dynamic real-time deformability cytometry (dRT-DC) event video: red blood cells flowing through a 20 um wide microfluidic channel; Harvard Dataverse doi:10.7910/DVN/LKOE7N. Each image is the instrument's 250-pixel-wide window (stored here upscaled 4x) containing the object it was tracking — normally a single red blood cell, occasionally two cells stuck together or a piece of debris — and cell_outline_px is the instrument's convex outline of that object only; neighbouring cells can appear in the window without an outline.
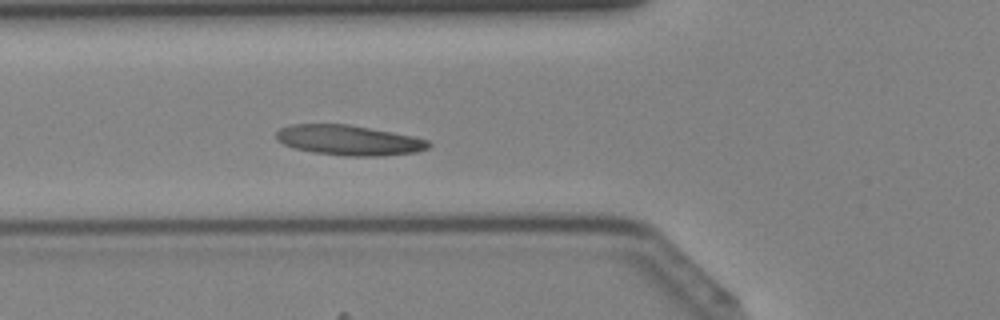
{"species": "Egyptian fruit bat (a non-hibernating species)", "species_latin": "Rousettus aegyptiacus", "temperature_condition": "cold", "stored_images_in_passage": 34, "camera_frame_rate_fps": 3000, "um_per_image_px": 0.085, "animal": {"sex": "female"}, "frame": {"image": 1, "passage_image": 4, "time_ms": 1.0, "image_size_px": [1000, 320], "cell_outline_px": [[432, 144], [428, 148], [416, 152], [384, 156], [344, 156], [312, 152], [292, 148], [276, 140], [276, 132], [280, 128], [292, 124], [348, 124], [392, 132], [412, 136], [428, 140]], "centroid_in_image_um": [29.63, 11.92], "position_along_channel_um": 96.2, "area_um2": 26.88}}
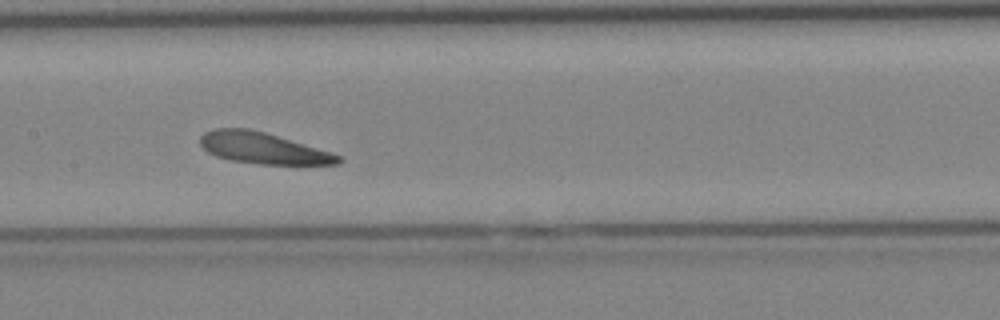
{"frame": {"image": 2, "passage_image": 10, "time_ms": 3.0, "image_size_px": [1000, 320], "cell_outline_px": [[344, 160], [340, 164], [260, 164], [228, 160], [216, 156], [208, 152], [200, 144], [200, 136], [204, 132], [216, 128], [248, 128], [264, 132], [332, 152], [344, 156]], "centroid_in_image_um": [22.37, 12.6], "position_along_channel_um": 185.0, "area_um2": 25.2}}
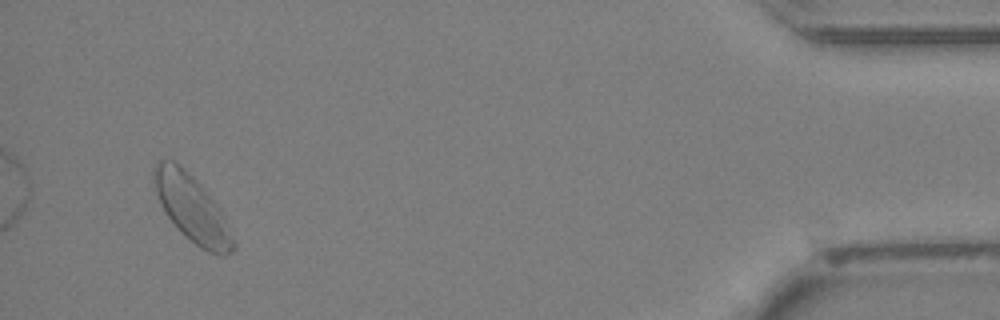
{"frame": {"image": 3, "passage_image": 32, "time_ms": 10.333, "image_size_px": [1000, 320], "cell_outline_px": [[236, 248], [232, 252], [224, 256], [208, 252], [200, 248], [180, 232], [168, 216], [160, 204], [152, 180], [152, 168], [156, 160], [176, 160], [200, 184], [224, 216], [236, 244]], "centroid_in_image_um": [16.28, 17.71], "position_along_channel_um": 418.9, "area_um2": 30.75}}